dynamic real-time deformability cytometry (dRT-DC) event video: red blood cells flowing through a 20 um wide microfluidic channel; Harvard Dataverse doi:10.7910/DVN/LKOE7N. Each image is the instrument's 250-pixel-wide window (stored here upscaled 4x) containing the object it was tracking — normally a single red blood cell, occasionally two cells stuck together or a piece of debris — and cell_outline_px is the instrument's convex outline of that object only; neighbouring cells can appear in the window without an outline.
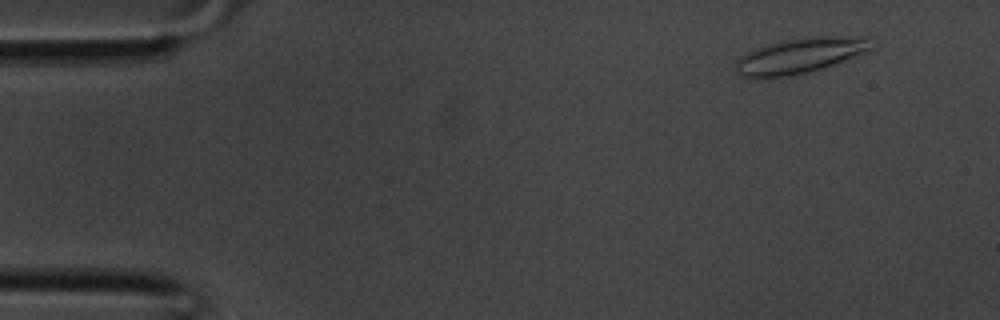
{"species": "common noctule bat (a hibernating species)", "species_latin": "Nyctalus noctula", "temperature_condition": "room temperature", "stored_images_in_passage": 37, "camera_frame_rate_fps": 3000, "um_per_image_px": 0.085, "animal": {"sex": "male", "body_mass_g": 20.1, "forearm_length_mm": 53.5}, "frame": {"image": 1, "passage_image": 3, "time_ms": 0.667, "image_size_px": [1000, 320], "cell_outline_px": [[872, 48], [864, 52], [832, 64], [808, 72], [788, 76], [744, 76], [736, 68], [736, 64], [748, 52], [764, 44], [804, 36], [868, 36]], "centroid_in_image_um": [68.06, 4.67], "position_along_channel_um": 16.9, "area_um2": 27.11}}
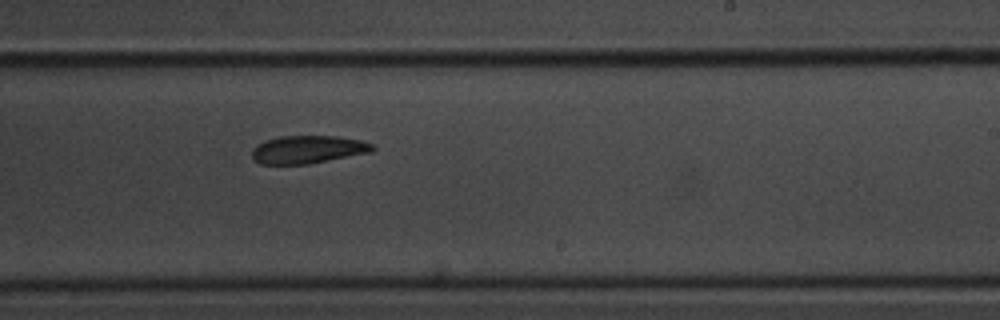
{"frame": {"image": 2, "passage_image": 22, "time_ms": 7.0, "image_size_px": [1000, 320], "cell_outline_px": [[376, 148], [372, 152], [308, 164], [260, 164], [252, 160], [252, 148], [256, 144], [264, 140], [280, 136], [336, 136], [360, 140], [372, 144]], "centroid_in_image_um": [26.13, 12.71], "position_along_channel_um": 262.9, "area_um2": 19.77}}
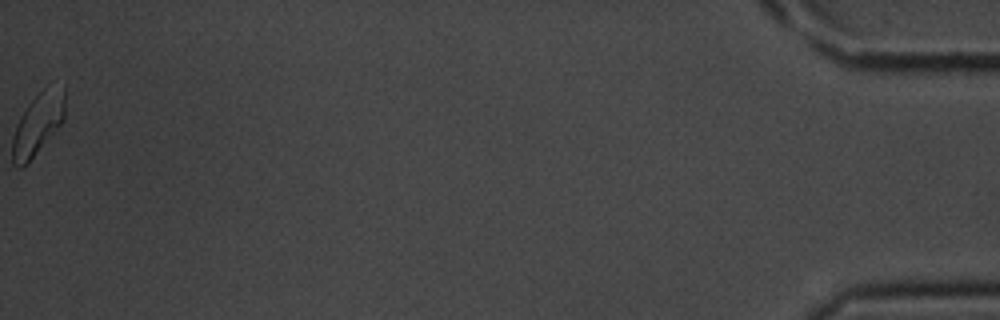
{"frame": {"image": 3, "passage_image": 37, "time_ms": 12.0, "image_size_px": [1000, 320], "cell_outline_px": [[64, 120], [28, 164], [24, 168], [16, 168], [12, 164], [12, 136], [16, 124], [20, 116], [28, 104], [52, 80], [64, 88]], "centroid_in_image_um": [3.2, 10.54], "position_along_channel_um": 432.0, "area_um2": 19.42}}